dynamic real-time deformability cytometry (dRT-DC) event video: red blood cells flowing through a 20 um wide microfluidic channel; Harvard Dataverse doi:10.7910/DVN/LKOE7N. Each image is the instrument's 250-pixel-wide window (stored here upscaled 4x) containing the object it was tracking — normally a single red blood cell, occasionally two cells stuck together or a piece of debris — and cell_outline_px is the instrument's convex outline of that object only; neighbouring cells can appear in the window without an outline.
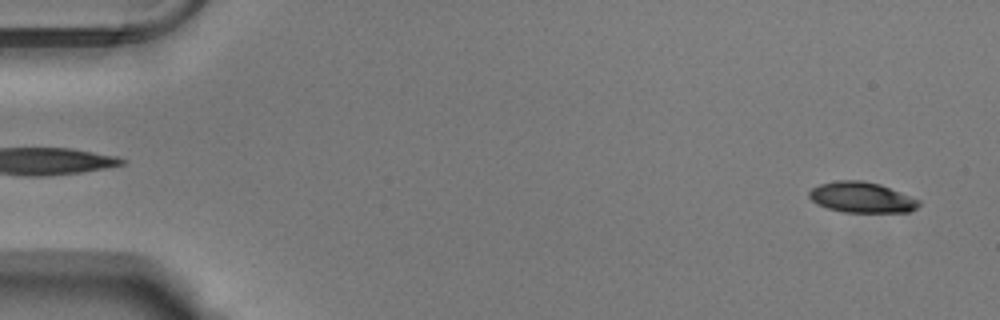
{"species": "Egyptian fruit bat (a non-hibernating species)", "species_latin": "Rousettus aegyptiacus", "temperature_condition": "warm", "stored_images_in_passage": 53, "camera_frame_rate_fps": 3000, "um_per_image_px": 0.085, "animal": {"sex": "male"}, "frame": {"image": 1, "passage_image": 2, "time_ms": 0.333, "image_size_px": [1000, 320], "cell_outline_px": [[920, 204], [916, 208], [908, 212], [844, 212], [828, 208], [816, 204], [808, 196], [808, 192], [812, 188], [820, 184], [836, 180], [860, 180], [880, 184], [920, 200]], "centroid_in_image_um": [73.22, 16.77], "position_along_channel_um": 11.8, "area_um2": 19.54}}
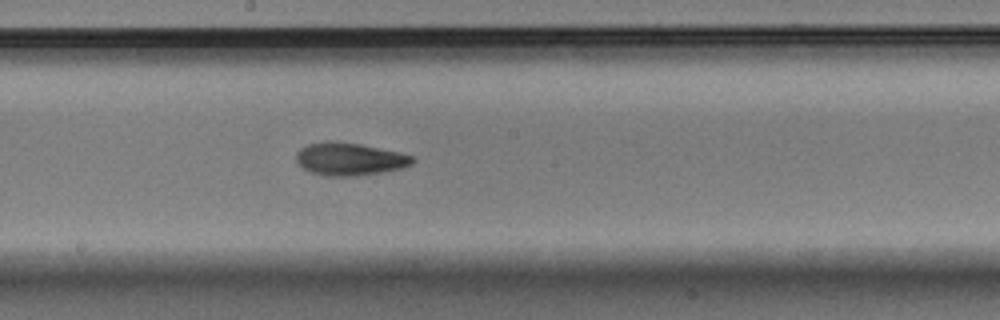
{"frame": {"image": 2, "passage_image": 29, "time_ms": 9.333, "image_size_px": [1000, 320], "cell_outline_px": [[416, 160], [412, 164], [404, 168], [384, 172], [356, 176], [324, 176], [308, 172], [296, 164], [296, 152], [300, 148], [308, 144], [328, 140], [360, 144], [400, 152], [412, 156]], "centroid_in_image_um": [29.69, 13.53], "position_along_channel_um": 218.5, "area_um2": 22.6}}
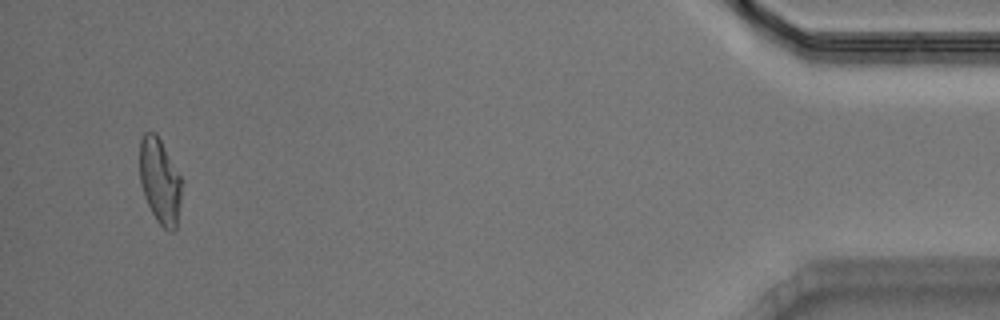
{"frame": {"image": 3, "passage_image": 51, "time_ms": 16.667, "image_size_px": [1000, 320], "cell_outline_px": [[180, 200], [176, 228], [172, 232], [168, 232], [156, 220], [144, 196], [140, 184], [140, 140], [144, 132], [156, 132], [180, 176]], "centroid_in_image_um": [13.56, 15.39], "position_along_channel_um": 421.6, "area_um2": 20.58}, "authors_computed_cell_mechanics": {"area_um2": 21.097, "velocity_mm_per_s": 3.7906, "shape_relaxation_time_tau1_ms": null, "shape_relaxation_time_tau2_ms": 2.7565, "deformation_change_tau1": null, "deformation_change_tau2": 0.0966}}